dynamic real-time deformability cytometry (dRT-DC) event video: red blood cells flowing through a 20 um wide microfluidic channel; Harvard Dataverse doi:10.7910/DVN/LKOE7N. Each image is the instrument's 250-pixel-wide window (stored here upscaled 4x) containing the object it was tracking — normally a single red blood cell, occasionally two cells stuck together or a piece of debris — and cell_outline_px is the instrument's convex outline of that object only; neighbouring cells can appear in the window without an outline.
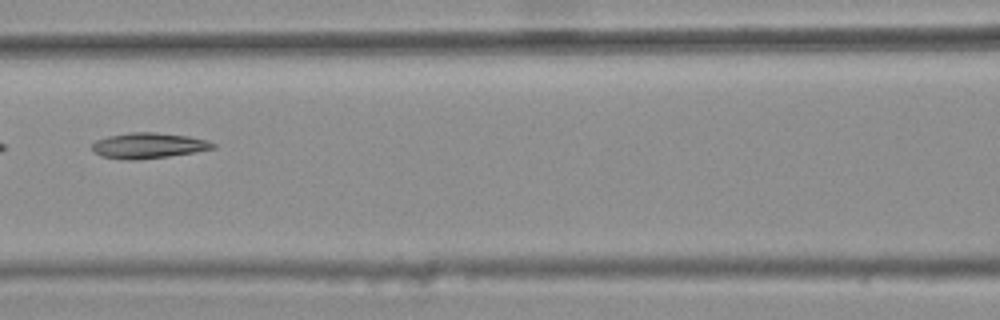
{"species": "common noctule bat (a hibernating species)", "species_latin": "Nyctalus noctula", "temperature_condition": "warm", "stored_images_in_passage": 10, "camera_frame_rate_fps": 3000, "um_per_image_px": 0.085, "animal": {"sex": "female", "body_mass_g": 25.1}, "frame": {"image": 1, "passage_image": 7, "time_ms": 2.0, "image_size_px": [1000, 320], "cell_outline_px": [[216, 148], [168, 156], [132, 160], [128, 160], [104, 156], [96, 152], [92, 148], [92, 144], [96, 140], [108, 136], [132, 132], [156, 132], [188, 136], [208, 140], [216, 144]], "centroid_in_image_um": [12.65, 12.36], "position_along_channel_um": 154.0, "area_um2": 17.74}}
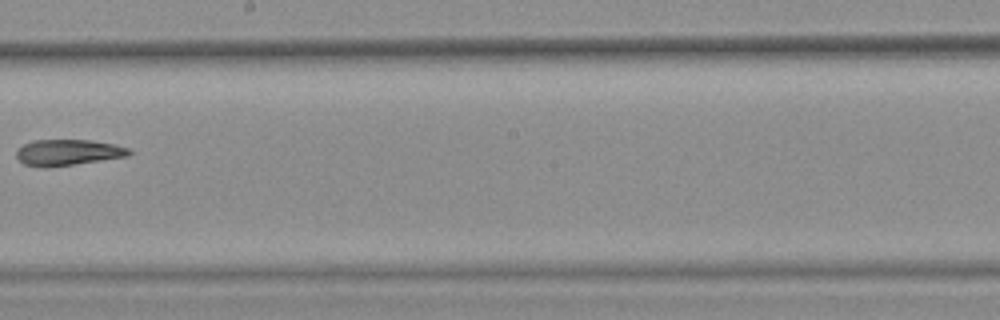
{"frame": {"image": 2, "passage_image": 9, "time_ms": 2.667, "image_size_px": [1000, 320], "cell_outline_px": [[132, 152], [128, 156], [72, 164], [40, 168], [24, 164], [16, 156], [16, 152], [24, 144], [32, 140], [88, 140], [112, 144], [128, 148]], "centroid_in_image_um": [5.74, 12.95], "position_along_channel_um": 242.5, "area_um2": 16.76}}
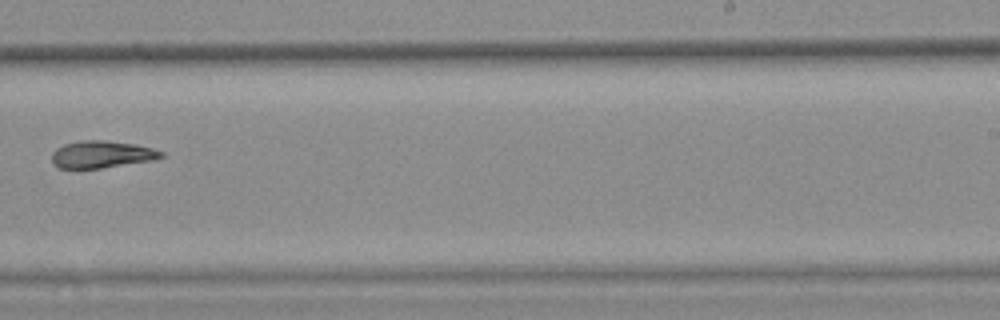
{"frame": {"image": 3, "passage_image": 10, "time_ms": 3.0, "image_size_px": [1000, 320], "cell_outline_px": [[164, 156], [152, 160], [100, 168], [56, 168], [52, 164], [52, 152], [56, 148], [64, 144], [80, 140], [108, 140], [132, 144], [152, 148], [164, 152]], "centroid_in_image_um": [8.6, 13.12], "position_along_channel_um": 280.4, "area_um2": 17.28}}